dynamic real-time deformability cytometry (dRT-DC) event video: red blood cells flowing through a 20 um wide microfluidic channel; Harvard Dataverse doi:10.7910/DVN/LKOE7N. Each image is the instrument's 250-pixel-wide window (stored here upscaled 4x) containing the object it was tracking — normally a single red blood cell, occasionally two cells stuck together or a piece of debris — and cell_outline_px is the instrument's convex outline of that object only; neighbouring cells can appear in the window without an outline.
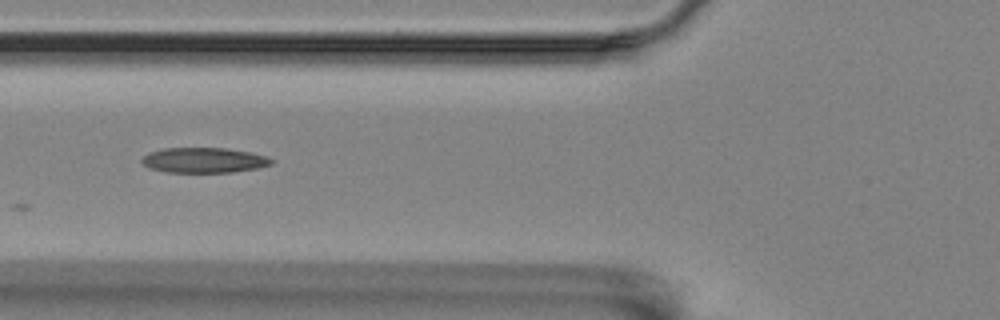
{"species": "Egyptian fruit bat (a non-hibernating species)", "species_latin": "Rousettus aegyptiacus", "temperature_condition": "room temperature", "stored_images_in_passage": 27, "camera_frame_rate_fps": 3000, "um_per_image_px": 0.085, "animal": {"sex": "female"}, "frame": {"image": 1, "passage_image": 3, "time_ms": 0.667, "image_size_px": [1000, 320], "cell_outline_px": [[272, 164], [256, 168], [232, 172], [168, 172], [148, 168], [140, 160], [148, 152], [164, 148], [224, 148], [248, 152], [264, 156], [272, 160]], "centroid_in_image_um": [17.27, 13.62], "position_along_channel_um": 108.5, "area_um2": 18.79}}
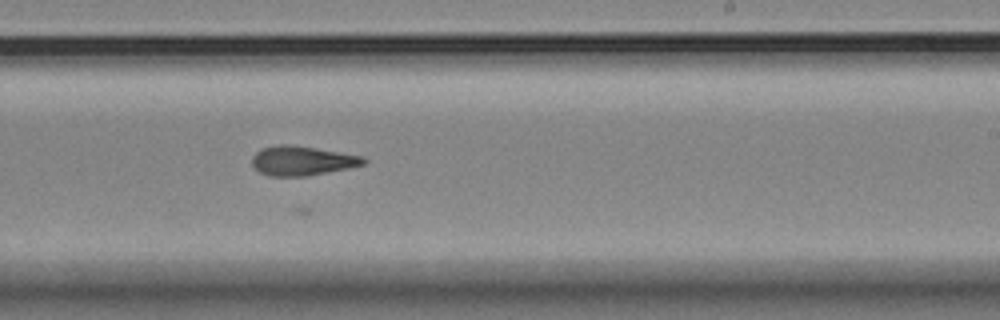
{"frame": {"image": 2, "passage_image": 16, "time_ms": 5.0, "image_size_px": [1000, 320], "cell_outline_px": [[368, 164], [308, 176], [268, 176], [260, 172], [252, 164], [252, 156], [260, 148], [280, 144], [284, 144], [312, 148], [364, 156], [368, 160]], "centroid_in_image_um": [25.69, 13.67], "position_along_channel_um": 263.3, "area_um2": 19.07}}
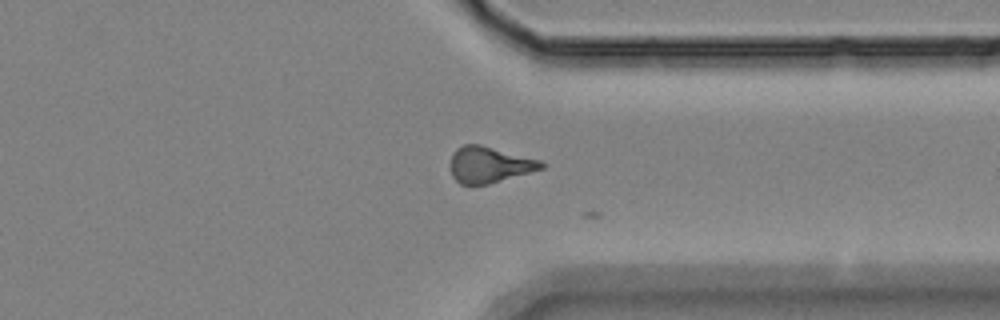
{"frame": {"image": 3, "passage_image": 25, "time_ms": 8.0, "image_size_px": [1000, 320], "cell_outline_px": [[544, 168], [488, 184], [460, 184], [452, 176], [448, 168], [448, 164], [452, 152], [456, 148], [464, 144], [480, 144], [540, 160], [544, 164]], "centroid_in_image_um": [41.51, 13.99], "position_along_channel_um": 369.9, "area_um2": 19.25}}